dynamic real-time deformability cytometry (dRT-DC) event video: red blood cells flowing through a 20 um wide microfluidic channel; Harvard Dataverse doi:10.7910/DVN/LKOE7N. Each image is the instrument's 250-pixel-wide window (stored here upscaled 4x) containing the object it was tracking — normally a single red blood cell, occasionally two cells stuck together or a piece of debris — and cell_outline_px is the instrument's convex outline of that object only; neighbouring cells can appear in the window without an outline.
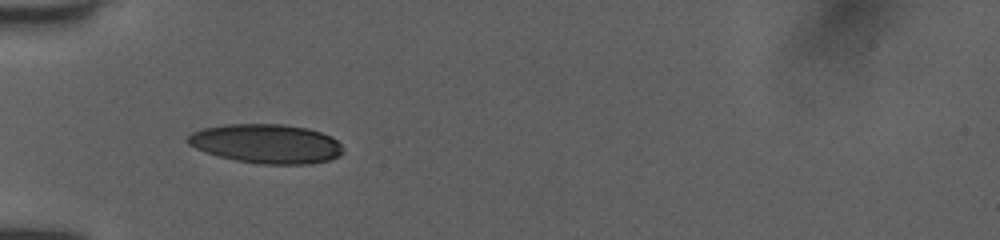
{"species": "human", "species_latin": "Homo sapiens", "temperature_condition": "room temperature", "stored_images_in_passage": 35, "camera_frame_rate_fps": 3000, "um_per_image_px": 0.085, "donor": {"sex": "female"}, "frame": {"image": 1, "passage_image": 1, "time_ms": 0.0, "image_size_px": [1000, 240], "cell_outline_px": [[344, 152], [340, 156], [328, 160], [308, 164], [260, 164], [236, 160], [204, 152], [188, 144], [184, 140], [192, 132], [204, 128], [228, 124], [284, 124], [308, 128], [332, 136], [340, 144]], "centroid_in_image_um": [22.64, 12.21], "position_along_channel_um": 62.4, "area_um2": 35.55}}
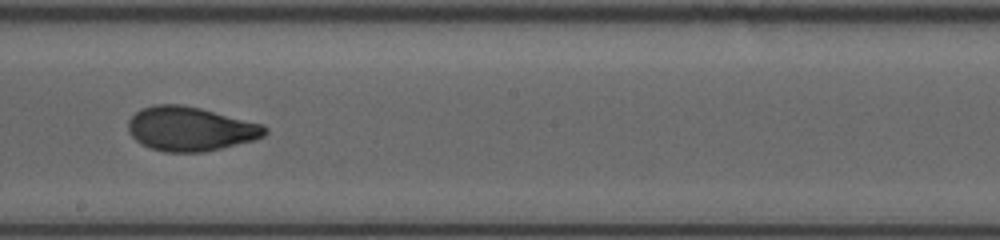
{"frame": {"image": 2, "passage_image": 14, "time_ms": 4.333, "image_size_px": [1000, 240], "cell_outline_px": [[268, 132], [264, 136], [252, 140], [204, 152], [164, 152], [140, 144], [128, 132], [128, 120], [140, 108], [156, 104], [180, 104], [200, 108], [264, 124], [268, 128]], "centroid_in_image_um": [16.17, 10.94], "position_along_channel_um": 232.0, "area_um2": 35.26}}
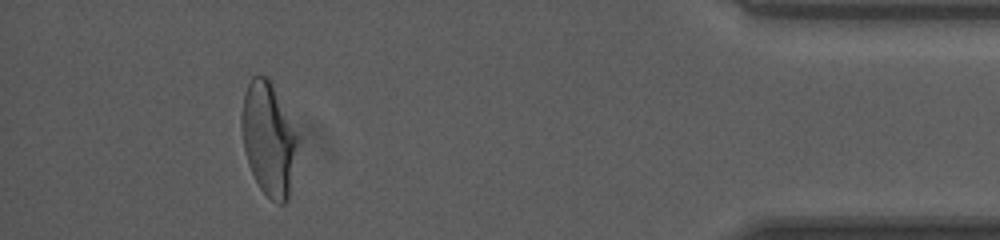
{"frame": {"image": 3, "passage_image": 31, "time_ms": 10.0, "image_size_px": [1000, 240], "cell_outline_px": [[300, 140], [288, 200], [284, 204], [280, 204], [272, 200], [260, 188], [248, 164], [244, 148], [240, 124], [240, 112], [244, 92], [252, 76], [268, 76], [300, 136]], "centroid_in_image_um": [22.85, 11.79], "position_along_channel_um": 412.4, "area_um2": 37.57}, "authors_computed_cell_mechanics": {"area_um2": 35.547, "velocity_mm_per_s": 4.055, "shape_relaxation_time_tau1_ms": 4.9164, "shape_relaxation_time_tau2_ms": 1.0908, "deformation_change_tau1": 0.1889, "deformation_change_tau2": 0.0642}}